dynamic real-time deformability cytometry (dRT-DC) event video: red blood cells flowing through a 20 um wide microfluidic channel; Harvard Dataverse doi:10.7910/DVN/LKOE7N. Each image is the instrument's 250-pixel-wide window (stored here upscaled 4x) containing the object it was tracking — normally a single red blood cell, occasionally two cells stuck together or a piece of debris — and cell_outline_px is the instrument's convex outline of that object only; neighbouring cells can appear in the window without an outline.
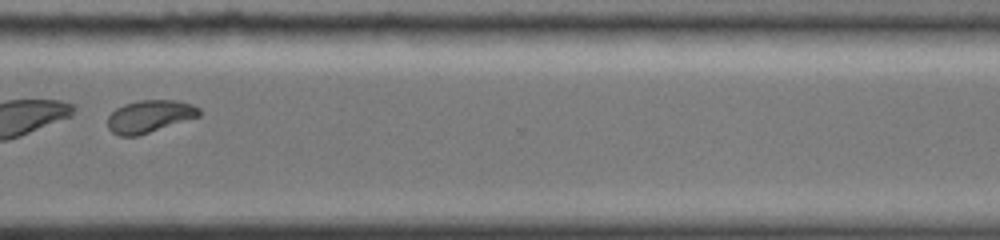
{"species": "common noctule bat (a hibernating species)", "species_latin": "Nyctalus noctula", "temperature_condition": "cold", "stored_images_in_passage": 47, "segment_of_instrument_passage": [2, 2], "camera_frame_rate_fps": 3000, "um_per_image_px": 0.085, "animal": {"sex": "female", "body_mass_g": 19.0, "forearm_length_mm": 51.5}, "frame": {"image": 1, "passage_image": 37, "time_ms": 12.0, "image_size_px": [1000, 240], "cell_outline_px": [[200, 116], [136, 136], [120, 136], [112, 132], [108, 128], [108, 116], [116, 108], [124, 104], [140, 100], [176, 100], [192, 104], [200, 108]], "centroid_in_image_um": [12.71, 9.88], "position_along_channel_um": 357.9, "area_um2": 17.17}}